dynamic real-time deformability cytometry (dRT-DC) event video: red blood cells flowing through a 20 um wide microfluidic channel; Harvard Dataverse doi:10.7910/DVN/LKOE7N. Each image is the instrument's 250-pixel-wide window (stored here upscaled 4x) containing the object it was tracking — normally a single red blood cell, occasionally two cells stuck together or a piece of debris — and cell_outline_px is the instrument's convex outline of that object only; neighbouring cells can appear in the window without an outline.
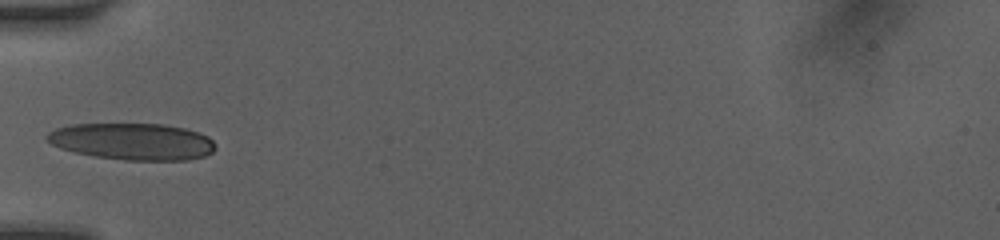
{"species": "human", "species_latin": "Homo sapiens", "temperature_condition": "room temperature", "stored_images_in_passage": 16, "camera_frame_rate_fps": 3000, "um_per_image_px": 0.085, "donor": {"sex": "female"}, "frame": {"image": 1, "passage_image": 1, "time_ms": 0.0, "image_size_px": [1000, 240], "cell_outline_px": [[216, 148], [212, 152], [204, 156], [188, 160], [124, 160], [96, 156], [76, 152], [60, 148], [44, 140], [44, 136], [48, 132], [56, 128], [72, 124], [164, 124], [184, 128], [208, 136], [216, 144]], "centroid_in_image_um": [11.24, 12.02], "position_along_channel_um": 73.8, "area_um2": 36.13}}
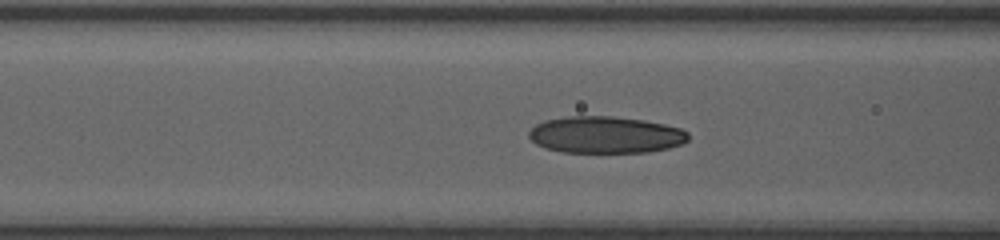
{"frame": {"image": 2, "passage_image": 6, "time_ms": 1.0, "image_size_px": [1000, 240], "cell_outline_px": [[688, 140], [680, 144], [668, 148], [648, 152], [564, 152], [544, 148], [536, 144], [528, 136], [528, 132], [536, 124], [544, 120], [568, 116], [612, 116], [644, 120], [664, 124], [680, 128], [688, 132]], "centroid_in_image_um": [51.45, 11.45], "position_along_channel_um": 115.2, "area_um2": 34.22}}
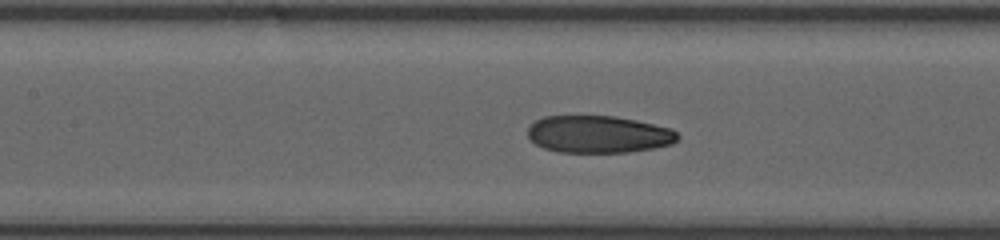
{"frame": {"image": 3, "passage_image": 12, "time_ms": 2.0, "image_size_px": [1000, 240], "cell_outline_px": [[680, 136], [672, 144], [652, 148], [628, 152], [560, 152], [544, 148], [536, 144], [528, 136], [528, 128], [536, 120], [544, 116], [616, 116], [636, 120], [672, 128]], "centroid_in_image_um": [50.89, 11.41], "position_along_channel_um": 156.5, "area_um2": 32.48}}